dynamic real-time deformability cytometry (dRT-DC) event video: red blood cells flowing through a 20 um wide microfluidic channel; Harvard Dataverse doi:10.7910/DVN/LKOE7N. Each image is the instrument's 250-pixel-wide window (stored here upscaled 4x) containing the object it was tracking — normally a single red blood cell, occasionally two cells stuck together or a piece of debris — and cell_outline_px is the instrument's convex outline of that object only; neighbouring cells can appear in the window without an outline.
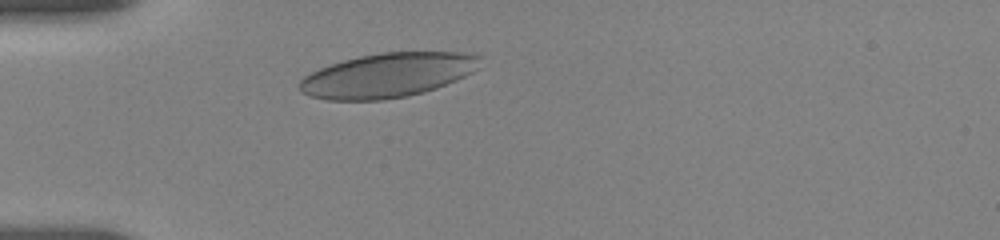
{"species": "human", "species_latin": "Homo sapiens", "temperature_condition": "room temperature", "stored_images_in_passage": 50, "camera_frame_rate_fps": 3000, "um_per_image_px": 0.085, "donor": {"sex": "female"}, "frame": {"image": 1, "passage_image": 1, "time_ms": 0.0, "image_size_px": [1000, 240], "cell_outline_px": [[480, 68], [456, 80], [436, 88], [424, 92], [408, 96], [384, 100], [328, 100], [308, 96], [300, 92], [300, 80], [304, 76], [320, 68], [344, 60], [360, 56], [384, 52], [460, 52], [480, 56]], "centroid_in_image_um": [32.95, 6.4], "position_along_channel_um": 52.1, "area_um2": 46.59}}
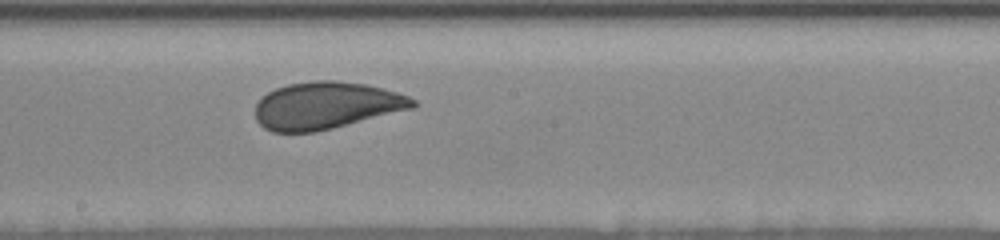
{"frame": {"image": 2, "passage_image": 25, "time_ms": 5.0, "image_size_px": [1000, 240], "cell_outline_px": [[420, 104], [416, 108], [316, 132], [272, 132], [264, 128], [256, 120], [256, 104], [268, 92], [276, 88], [288, 84], [316, 80], [336, 80], [364, 84], [396, 92], [408, 96], [416, 100]], "centroid_in_image_um": [27.76, 8.97], "position_along_channel_um": 220.4, "area_um2": 43.41}}
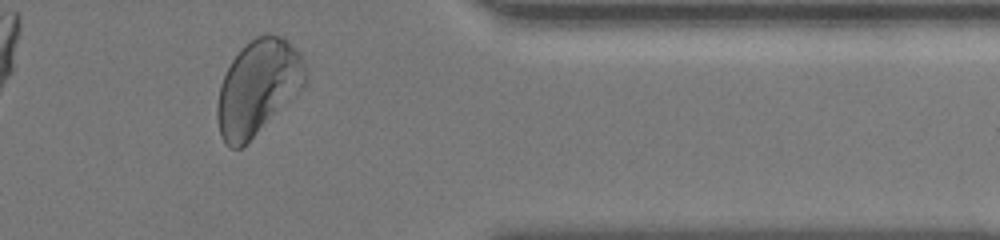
{"frame": {"image": 3, "passage_image": 46, "time_ms": 10.0, "image_size_px": [1000, 240], "cell_outline_px": [[308, 80], [240, 148], [232, 148], [220, 136], [216, 116], [216, 108], [220, 84], [232, 60], [256, 36], [264, 32], [268, 32], [280, 36], [288, 40], [300, 52], [304, 60], [308, 72]], "centroid_in_image_um": [21.92, 7.35], "position_along_channel_um": 389.5, "area_um2": 47.63}, "authors_computed_cell_mechanics": {"area_um2": 43.6101, "velocity_mm_per_s": 3.6464, "shape_relaxation_time_tau1_ms": 3.4132, "shape_relaxation_time_tau2_ms": null, "deformation_change_tau1": 0.1035, "deformation_change_tau2": null}}